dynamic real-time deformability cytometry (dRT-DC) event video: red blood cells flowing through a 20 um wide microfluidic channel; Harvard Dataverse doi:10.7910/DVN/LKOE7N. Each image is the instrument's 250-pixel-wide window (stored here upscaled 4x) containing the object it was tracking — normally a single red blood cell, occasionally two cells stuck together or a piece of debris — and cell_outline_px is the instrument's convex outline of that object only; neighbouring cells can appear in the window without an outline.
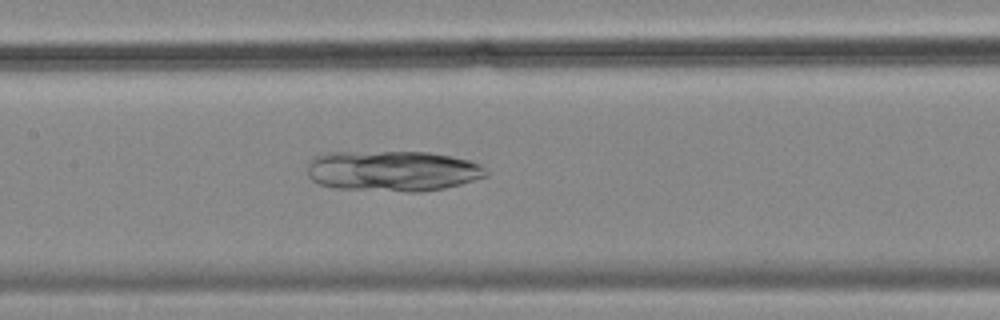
{"species": "common noctule bat (a hibernating species)", "species_latin": "Nyctalus noctula", "temperature_condition": "cold", "stored_images_in_passage": 55, "camera_frame_rate_fps": 3000, "um_per_image_px": 0.085, "animal": {"sex": "female", "body_mass_g": 18.4}, "frame": {"image": 1, "passage_image": 26, "time_ms": 8.333, "image_size_px": [1000, 320], "cell_outline_px": [[488, 176], [460, 184], [444, 188], [420, 192], [408, 192], [336, 188], [320, 184], [312, 180], [308, 176], [308, 160], [312, 156], [324, 152], [428, 152], [452, 156], [472, 160], [480, 164], [488, 172]], "centroid_in_image_um": [33.36, 14.52], "position_along_channel_um": 174.0, "area_um2": 42.77}}
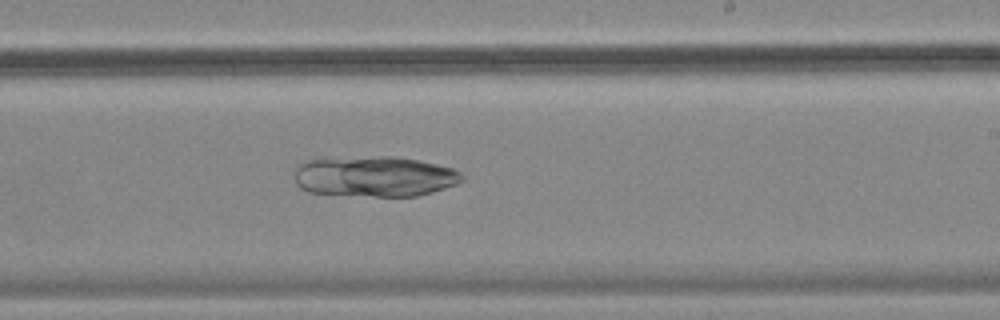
{"frame": {"image": 2, "passage_image": 33, "time_ms": 10.667, "image_size_px": [1000, 320], "cell_outline_px": [[464, 180], [456, 184], [432, 192], [416, 196], [376, 196], [308, 192], [300, 188], [296, 184], [296, 168], [304, 160], [316, 156], [396, 156], [420, 160], [452, 168], [460, 172], [464, 176]], "centroid_in_image_um": [31.79, 14.95], "position_along_channel_um": 257.2, "area_um2": 40.34}}
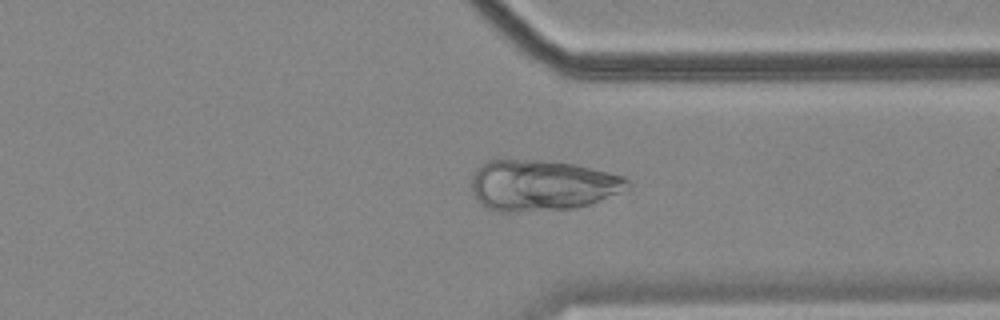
{"frame": {"image": 3, "passage_image": 42, "time_ms": 13.667, "image_size_px": [1000, 320], "cell_outline_px": [[632, 184], [628, 188], [588, 204], [572, 208], [516, 212], [496, 212], [484, 208], [476, 200], [472, 192], [472, 172], [480, 164], [488, 160], [540, 160], [576, 164], [624, 176]], "centroid_in_image_um": [45.99, 15.75], "position_along_channel_um": 365.4, "area_um2": 46.41}}